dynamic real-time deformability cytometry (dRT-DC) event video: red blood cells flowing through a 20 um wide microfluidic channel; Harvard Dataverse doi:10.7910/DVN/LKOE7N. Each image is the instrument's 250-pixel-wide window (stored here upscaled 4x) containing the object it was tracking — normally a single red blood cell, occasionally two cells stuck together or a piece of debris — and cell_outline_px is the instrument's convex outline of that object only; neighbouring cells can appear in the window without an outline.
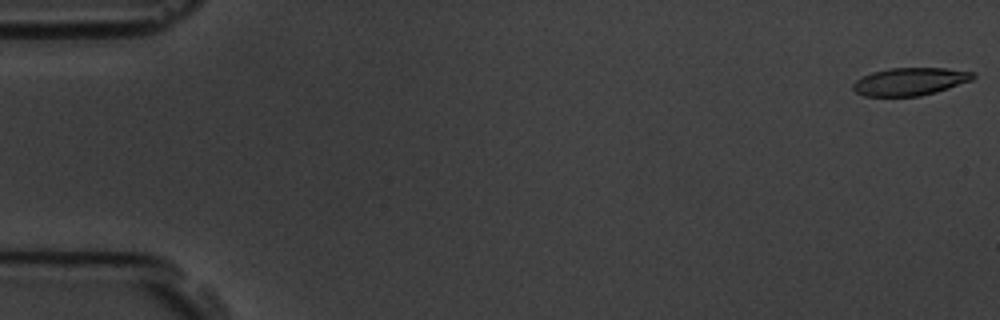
{"species": "common noctule bat (a hibernating species)", "species_latin": "Nyctalus noctula", "temperature_condition": "room temperature", "stored_images_in_passage": 4, "camera_frame_rate_fps": 3000, "um_per_image_px": 0.085, "animal": {"sex": "male", "body_mass_g": 19.5, "forearm_length_mm": 54.6}, "frame": {"image": 1, "passage_image": 1, "time_ms": 0.0, "image_size_px": [1000, 320], "cell_outline_px": [[976, 76], [972, 80], [936, 92], [920, 96], [864, 96], [856, 92], [852, 88], [852, 84], [856, 80], [872, 72], [888, 68], [944, 68], [976, 72]], "centroid_in_image_um": [77.36, 6.93], "position_along_channel_um": 7.6, "area_um2": 19.42}}